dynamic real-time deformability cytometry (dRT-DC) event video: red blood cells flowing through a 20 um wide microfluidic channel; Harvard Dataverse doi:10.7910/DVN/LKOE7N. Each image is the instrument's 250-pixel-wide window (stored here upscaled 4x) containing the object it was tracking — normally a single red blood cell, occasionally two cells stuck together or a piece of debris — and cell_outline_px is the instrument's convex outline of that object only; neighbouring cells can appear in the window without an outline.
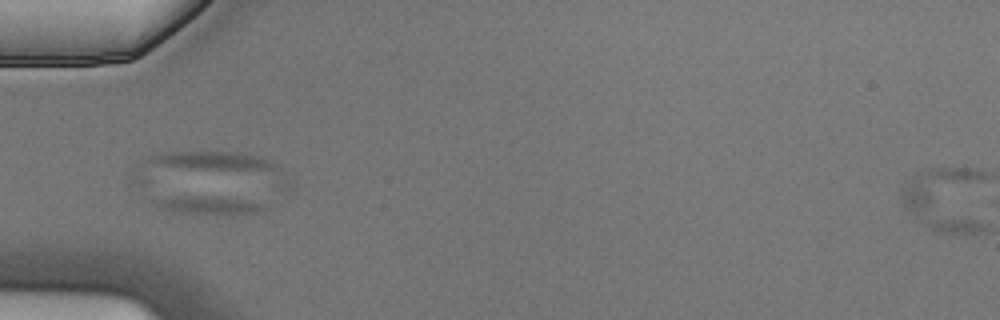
{"species": "Egyptian fruit bat (a non-hibernating species)", "species_latin": "Rousettus aegyptiacus", "temperature_condition": "cold", "stored_images_in_passage": 7, "camera_frame_rate_fps": 3000, "um_per_image_px": 0.085, "animal": {"sex": "male"}, "frame": {"image": 1, "passage_image": 5, "time_ms": 1.333, "image_size_px": [1000, 320], "cell_outline_px": [[268, 208], [252, 212], [220, 216], [184, 212], [164, 208], [156, 204], [152, 200], [180, 196], [200, 196], [240, 200], [264, 204]], "centroid_in_image_um": [17.77, 17.46], "position_along_channel_um": 67.2, "area_um2": 10.92}}